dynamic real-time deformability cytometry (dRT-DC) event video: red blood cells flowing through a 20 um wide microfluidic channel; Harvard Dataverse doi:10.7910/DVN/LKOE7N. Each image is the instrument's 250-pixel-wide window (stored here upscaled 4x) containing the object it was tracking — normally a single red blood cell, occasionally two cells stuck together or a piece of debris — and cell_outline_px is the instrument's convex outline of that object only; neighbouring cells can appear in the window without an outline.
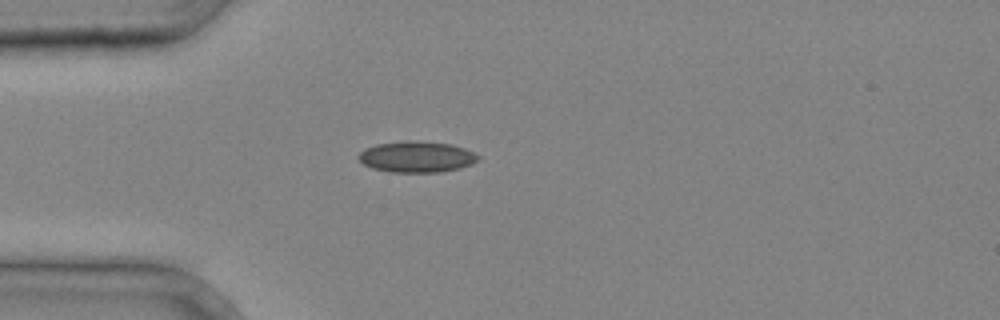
{"species": "common noctule bat (a hibernating species)", "species_latin": "Nyctalus noctula", "temperature_condition": "cold", "stored_images_in_passage": 1, "camera_frame_rate_fps": 3000, "um_per_image_px": 0.085, "animal": {"sex": "male", "body_mass_g": 20.4}, "frame": {"image": 1, "passage_image": 1, "time_ms": 0.0, "image_size_px": [1000, 320], "cell_outline_px": [[480, 160], [472, 164], [460, 168], [436, 172], [388, 172], [372, 168], [364, 164], [360, 160], [360, 152], [364, 148], [376, 144], [404, 140], [416, 140], [452, 144], [464, 148], [480, 156]], "centroid_in_image_um": [35.43, 13.32], "position_along_channel_um": 49.6, "area_um2": 21.79}}